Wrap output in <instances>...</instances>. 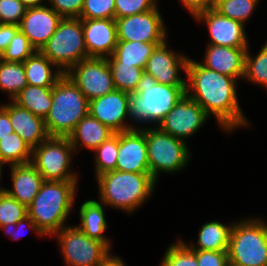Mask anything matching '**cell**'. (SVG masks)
I'll list each match as a JSON object with an SVG mask.
<instances>
[{
  "label": "cell",
  "instance_id": "6da1fadb",
  "mask_svg": "<svg viewBox=\"0 0 267 266\" xmlns=\"http://www.w3.org/2000/svg\"><path fill=\"white\" fill-rule=\"evenodd\" d=\"M186 95L196 101L225 133L248 127L251 121L238 100V79L204 67L189 57L186 66Z\"/></svg>",
  "mask_w": 267,
  "mask_h": 266
},
{
  "label": "cell",
  "instance_id": "7a4b0ae2",
  "mask_svg": "<svg viewBox=\"0 0 267 266\" xmlns=\"http://www.w3.org/2000/svg\"><path fill=\"white\" fill-rule=\"evenodd\" d=\"M79 181H44L33 202L27 207L28 216L46 237H53L69 218L76 202Z\"/></svg>",
  "mask_w": 267,
  "mask_h": 266
},
{
  "label": "cell",
  "instance_id": "3957f363",
  "mask_svg": "<svg viewBox=\"0 0 267 266\" xmlns=\"http://www.w3.org/2000/svg\"><path fill=\"white\" fill-rule=\"evenodd\" d=\"M98 201L106 207L133 214L150 200L157 181L150 173L110 171L96 177Z\"/></svg>",
  "mask_w": 267,
  "mask_h": 266
},
{
  "label": "cell",
  "instance_id": "277c9868",
  "mask_svg": "<svg viewBox=\"0 0 267 266\" xmlns=\"http://www.w3.org/2000/svg\"><path fill=\"white\" fill-rule=\"evenodd\" d=\"M186 94V86H170L144 72L134 93L129 99V120L157 127L176 103ZM144 123V124H143ZM143 124V126L141 125Z\"/></svg>",
  "mask_w": 267,
  "mask_h": 266
},
{
  "label": "cell",
  "instance_id": "5b68a950",
  "mask_svg": "<svg viewBox=\"0 0 267 266\" xmlns=\"http://www.w3.org/2000/svg\"><path fill=\"white\" fill-rule=\"evenodd\" d=\"M89 100L64 74L52 87V106L44 119L49 137H68L89 113Z\"/></svg>",
  "mask_w": 267,
  "mask_h": 266
},
{
  "label": "cell",
  "instance_id": "8992f818",
  "mask_svg": "<svg viewBox=\"0 0 267 266\" xmlns=\"http://www.w3.org/2000/svg\"><path fill=\"white\" fill-rule=\"evenodd\" d=\"M246 217L233 222L228 262L235 266H267V221Z\"/></svg>",
  "mask_w": 267,
  "mask_h": 266
},
{
  "label": "cell",
  "instance_id": "52a82bcc",
  "mask_svg": "<svg viewBox=\"0 0 267 266\" xmlns=\"http://www.w3.org/2000/svg\"><path fill=\"white\" fill-rule=\"evenodd\" d=\"M145 140L150 174L157 182L160 173L183 171L191 161V150L187 142L161 131L158 127L146 126Z\"/></svg>",
  "mask_w": 267,
  "mask_h": 266
},
{
  "label": "cell",
  "instance_id": "ba28073f",
  "mask_svg": "<svg viewBox=\"0 0 267 266\" xmlns=\"http://www.w3.org/2000/svg\"><path fill=\"white\" fill-rule=\"evenodd\" d=\"M40 52L66 73L73 65L90 58L84 41L81 18H62Z\"/></svg>",
  "mask_w": 267,
  "mask_h": 266
},
{
  "label": "cell",
  "instance_id": "9c48e42d",
  "mask_svg": "<svg viewBox=\"0 0 267 266\" xmlns=\"http://www.w3.org/2000/svg\"><path fill=\"white\" fill-rule=\"evenodd\" d=\"M75 150L68 137H48L32 149L31 164L44 181H79L72 168Z\"/></svg>",
  "mask_w": 267,
  "mask_h": 266
},
{
  "label": "cell",
  "instance_id": "30bf717a",
  "mask_svg": "<svg viewBox=\"0 0 267 266\" xmlns=\"http://www.w3.org/2000/svg\"><path fill=\"white\" fill-rule=\"evenodd\" d=\"M53 236L58 240L65 266H101L112 252L103 242L86 236L75 225H67Z\"/></svg>",
  "mask_w": 267,
  "mask_h": 266
},
{
  "label": "cell",
  "instance_id": "8fae6325",
  "mask_svg": "<svg viewBox=\"0 0 267 266\" xmlns=\"http://www.w3.org/2000/svg\"><path fill=\"white\" fill-rule=\"evenodd\" d=\"M157 5L135 15L115 18L118 41L164 43L168 38L165 21Z\"/></svg>",
  "mask_w": 267,
  "mask_h": 266
},
{
  "label": "cell",
  "instance_id": "7c38bea8",
  "mask_svg": "<svg viewBox=\"0 0 267 266\" xmlns=\"http://www.w3.org/2000/svg\"><path fill=\"white\" fill-rule=\"evenodd\" d=\"M90 101L115 90L107 58L90 57L65 73Z\"/></svg>",
  "mask_w": 267,
  "mask_h": 266
},
{
  "label": "cell",
  "instance_id": "4fadbf2b",
  "mask_svg": "<svg viewBox=\"0 0 267 266\" xmlns=\"http://www.w3.org/2000/svg\"><path fill=\"white\" fill-rule=\"evenodd\" d=\"M210 117L204 109L186 94L176 103L157 126L161 131L187 142L200 131Z\"/></svg>",
  "mask_w": 267,
  "mask_h": 266
},
{
  "label": "cell",
  "instance_id": "5bb4252c",
  "mask_svg": "<svg viewBox=\"0 0 267 266\" xmlns=\"http://www.w3.org/2000/svg\"><path fill=\"white\" fill-rule=\"evenodd\" d=\"M130 94L115 89L89 101V114L115 133L139 129L129 122ZM127 120V121H126Z\"/></svg>",
  "mask_w": 267,
  "mask_h": 266
},
{
  "label": "cell",
  "instance_id": "9a60e30c",
  "mask_svg": "<svg viewBox=\"0 0 267 266\" xmlns=\"http://www.w3.org/2000/svg\"><path fill=\"white\" fill-rule=\"evenodd\" d=\"M168 46V39L156 46L146 63L144 72L153 76L160 84L186 86V77L182 78L180 71L186 74L189 56L183 52L178 53Z\"/></svg>",
  "mask_w": 267,
  "mask_h": 266
},
{
  "label": "cell",
  "instance_id": "2e32d148",
  "mask_svg": "<svg viewBox=\"0 0 267 266\" xmlns=\"http://www.w3.org/2000/svg\"><path fill=\"white\" fill-rule=\"evenodd\" d=\"M196 22L206 24L210 35L209 45H219L234 48H248L249 41L245 25L241 22L221 15L213 7L199 12L194 16Z\"/></svg>",
  "mask_w": 267,
  "mask_h": 266
},
{
  "label": "cell",
  "instance_id": "e0dca14e",
  "mask_svg": "<svg viewBox=\"0 0 267 266\" xmlns=\"http://www.w3.org/2000/svg\"><path fill=\"white\" fill-rule=\"evenodd\" d=\"M116 171L150 173L145 140V127L118 133Z\"/></svg>",
  "mask_w": 267,
  "mask_h": 266
},
{
  "label": "cell",
  "instance_id": "ac0fdd59",
  "mask_svg": "<svg viewBox=\"0 0 267 266\" xmlns=\"http://www.w3.org/2000/svg\"><path fill=\"white\" fill-rule=\"evenodd\" d=\"M62 17L49 5L27 8L19 30L28 38L31 46L40 51L56 31Z\"/></svg>",
  "mask_w": 267,
  "mask_h": 266
},
{
  "label": "cell",
  "instance_id": "d6986e66",
  "mask_svg": "<svg viewBox=\"0 0 267 266\" xmlns=\"http://www.w3.org/2000/svg\"><path fill=\"white\" fill-rule=\"evenodd\" d=\"M85 46L89 57L106 58L117 44L115 19H82Z\"/></svg>",
  "mask_w": 267,
  "mask_h": 266
},
{
  "label": "cell",
  "instance_id": "ffe728a7",
  "mask_svg": "<svg viewBox=\"0 0 267 266\" xmlns=\"http://www.w3.org/2000/svg\"><path fill=\"white\" fill-rule=\"evenodd\" d=\"M202 62L204 67L239 80L244 78L247 48L206 45Z\"/></svg>",
  "mask_w": 267,
  "mask_h": 266
},
{
  "label": "cell",
  "instance_id": "44dd1931",
  "mask_svg": "<svg viewBox=\"0 0 267 266\" xmlns=\"http://www.w3.org/2000/svg\"><path fill=\"white\" fill-rule=\"evenodd\" d=\"M9 168L12 187H5L4 191L28 207L38 194L43 177L31 163L10 165Z\"/></svg>",
  "mask_w": 267,
  "mask_h": 266
},
{
  "label": "cell",
  "instance_id": "7402d4cb",
  "mask_svg": "<svg viewBox=\"0 0 267 266\" xmlns=\"http://www.w3.org/2000/svg\"><path fill=\"white\" fill-rule=\"evenodd\" d=\"M9 119L16 132L32 149L49 136L44 119L9 101Z\"/></svg>",
  "mask_w": 267,
  "mask_h": 266
},
{
  "label": "cell",
  "instance_id": "603a6c76",
  "mask_svg": "<svg viewBox=\"0 0 267 266\" xmlns=\"http://www.w3.org/2000/svg\"><path fill=\"white\" fill-rule=\"evenodd\" d=\"M114 134V131L88 113L78 122L68 138L75 153H78L80 148L94 151Z\"/></svg>",
  "mask_w": 267,
  "mask_h": 266
},
{
  "label": "cell",
  "instance_id": "cb8c5ba5",
  "mask_svg": "<svg viewBox=\"0 0 267 266\" xmlns=\"http://www.w3.org/2000/svg\"><path fill=\"white\" fill-rule=\"evenodd\" d=\"M105 208L103 203L95 199L84 201L79 209L80 224L75 226L82 230L86 236L103 242L111 250L112 240L105 235L108 227Z\"/></svg>",
  "mask_w": 267,
  "mask_h": 266
},
{
  "label": "cell",
  "instance_id": "d4e9b609",
  "mask_svg": "<svg viewBox=\"0 0 267 266\" xmlns=\"http://www.w3.org/2000/svg\"><path fill=\"white\" fill-rule=\"evenodd\" d=\"M23 65L29 85L53 87L65 74L40 51H35Z\"/></svg>",
  "mask_w": 267,
  "mask_h": 266
},
{
  "label": "cell",
  "instance_id": "484cf974",
  "mask_svg": "<svg viewBox=\"0 0 267 266\" xmlns=\"http://www.w3.org/2000/svg\"><path fill=\"white\" fill-rule=\"evenodd\" d=\"M232 225L233 222L224 224L217 220L206 222L199 228L197 242L187 245L193 250L228 251Z\"/></svg>",
  "mask_w": 267,
  "mask_h": 266
},
{
  "label": "cell",
  "instance_id": "4316f807",
  "mask_svg": "<svg viewBox=\"0 0 267 266\" xmlns=\"http://www.w3.org/2000/svg\"><path fill=\"white\" fill-rule=\"evenodd\" d=\"M36 116L46 118L52 106V87L26 85L12 100Z\"/></svg>",
  "mask_w": 267,
  "mask_h": 266
},
{
  "label": "cell",
  "instance_id": "83f0119b",
  "mask_svg": "<svg viewBox=\"0 0 267 266\" xmlns=\"http://www.w3.org/2000/svg\"><path fill=\"white\" fill-rule=\"evenodd\" d=\"M162 43H145L140 41H117L110 56L116 63L133 64L144 69L157 45Z\"/></svg>",
  "mask_w": 267,
  "mask_h": 266
},
{
  "label": "cell",
  "instance_id": "f1b7e54d",
  "mask_svg": "<svg viewBox=\"0 0 267 266\" xmlns=\"http://www.w3.org/2000/svg\"><path fill=\"white\" fill-rule=\"evenodd\" d=\"M32 148L13 132L0 140V159L9 166L30 163Z\"/></svg>",
  "mask_w": 267,
  "mask_h": 266
},
{
  "label": "cell",
  "instance_id": "f546056e",
  "mask_svg": "<svg viewBox=\"0 0 267 266\" xmlns=\"http://www.w3.org/2000/svg\"><path fill=\"white\" fill-rule=\"evenodd\" d=\"M27 78L22 62L0 61V90L12 101L26 86Z\"/></svg>",
  "mask_w": 267,
  "mask_h": 266
},
{
  "label": "cell",
  "instance_id": "4dcf8cb0",
  "mask_svg": "<svg viewBox=\"0 0 267 266\" xmlns=\"http://www.w3.org/2000/svg\"><path fill=\"white\" fill-rule=\"evenodd\" d=\"M106 58L112 72L115 89L129 94L134 93L144 69L133 64L116 63L110 56Z\"/></svg>",
  "mask_w": 267,
  "mask_h": 266
},
{
  "label": "cell",
  "instance_id": "1f68e13d",
  "mask_svg": "<svg viewBox=\"0 0 267 266\" xmlns=\"http://www.w3.org/2000/svg\"><path fill=\"white\" fill-rule=\"evenodd\" d=\"M250 45L245 55V73L244 80L260 85L267 90V42L261 46L255 56L250 54Z\"/></svg>",
  "mask_w": 267,
  "mask_h": 266
},
{
  "label": "cell",
  "instance_id": "d6a6232c",
  "mask_svg": "<svg viewBox=\"0 0 267 266\" xmlns=\"http://www.w3.org/2000/svg\"><path fill=\"white\" fill-rule=\"evenodd\" d=\"M259 2L260 0H214L213 8L221 15L246 26Z\"/></svg>",
  "mask_w": 267,
  "mask_h": 266
},
{
  "label": "cell",
  "instance_id": "836d02e7",
  "mask_svg": "<svg viewBox=\"0 0 267 266\" xmlns=\"http://www.w3.org/2000/svg\"><path fill=\"white\" fill-rule=\"evenodd\" d=\"M95 177L104 173L114 171L118 158V133L104 141L94 151Z\"/></svg>",
  "mask_w": 267,
  "mask_h": 266
},
{
  "label": "cell",
  "instance_id": "e575fe53",
  "mask_svg": "<svg viewBox=\"0 0 267 266\" xmlns=\"http://www.w3.org/2000/svg\"><path fill=\"white\" fill-rule=\"evenodd\" d=\"M160 266H198V263L194 250L187 245V242L178 238L166 249Z\"/></svg>",
  "mask_w": 267,
  "mask_h": 266
},
{
  "label": "cell",
  "instance_id": "d590c367",
  "mask_svg": "<svg viewBox=\"0 0 267 266\" xmlns=\"http://www.w3.org/2000/svg\"><path fill=\"white\" fill-rule=\"evenodd\" d=\"M28 215L27 207L5 191L0 192V226L16 224Z\"/></svg>",
  "mask_w": 267,
  "mask_h": 266
},
{
  "label": "cell",
  "instance_id": "8d00e7d4",
  "mask_svg": "<svg viewBox=\"0 0 267 266\" xmlns=\"http://www.w3.org/2000/svg\"><path fill=\"white\" fill-rule=\"evenodd\" d=\"M35 51L28 38L19 30L1 56L3 61L23 63Z\"/></svg>",
  "mask_w": 267,
  "mask_h": 266
},
{
  "label": "cell",
  "instance_id": "74e56055",
  "mask_svg": "<svg viewBox=\"0 0 267 266\" xmlns=\"http://www.w3.org/2000/svg\"><path fill=\"white\" fill-rule=\"evenodd\" d=\"M81 19H115V0H84Z\"/></svg>",
  "mask_w": 267,
  "mask_h": 266
},
{
  "label": "cell",
  "instance_id": "f35d334b",
  "mask_svg": "<svg viewBox=\"0 0 267 266\" xmlns=\"http://www.w3.org/2000/svg\"><path fill=\"white\" fill-rule=\"evenodd\" d=\"M157 0H115V18L135 15L154 9Z\"/></svg>",
  "mask_w": 267,
  "mask_h": 266
},
{
  "label": "cell",
  "instance_id": "ab89813d",
  "mask_svg": "<svg viewBox=\"0 0 267 266\" xmlns=\"http://www.w3.org/2000/svg\"><path fill=\"white\" fill-rule=\"evenodd\" d=\"M26 10L21 0H0V23L19 26Z\"/></svg>",
  "mask_w": 267,
  "mask_h": 266
},
{
  "label": "cell",
  "instance_id": "60d3db41",
  "mask_svg": "<svg viewBox=\"0 0 267 266\" xmlns=\"http://www.w3.org/2000/svg\"><path fill=\"white\" fill-rule=\"evenodd\" d=\"M47 3L62 18H79L84 0H48Z\"/></svg>",
  "mask_w": 267,
  "mask_h": 266
},
{
  "label": "cell",
  "instance_id": "b9f144b4",
  "mask_svg": "<svg viewBox=\"0 0 267 266\" xmlns=\"http://www.w3.org/2000/svg\"><path fill=\"white\" fill-rule=\"evenodd\" d=\"M30 230L36 233V235L40 237H45L41 231L37 228V225L33 222V220L27 215L20 221H18L16 224L10 223L5 226L0 227V231H4L6 235L10 236L11 239H20L22 235H24V230ZM23 230V231H22ZM21 232V233H20Z\"/></svg>",
  "mask_w": 267,
  "mask_h": 266
},
{
  "label": "cell",
  "instance_id": "7bdbcfd3",
  "mask_svg": "<svg viewBox=\"0 0 267 266\" xmlns=\"http://www.w3.org/2000/svg\"><path fill=\"white\" fill-rule=\"evenodd\" d=\"M198 266H224L228 262L227 251L194 250Z\"/></svg>",
  "mask_w": 267,
  "mask_h": 266
},
{
  "label": "cell",
  "instance_id": "ee69618b",
  "mask_svg": "<svg viewBox=\"0 0 267 266\" xmlns=\"http://www.w3.org/2000/svg\"><path fill=\"white\" fill-rule=\"evenodd\" d=\"M179 2L192 17L214 5V0H179Z\"/></svg>",
  "mask_w": 267,
  "mask_h": 266
},
{
  "label": "cell",
  "instance_id": "f6af8a7d",
  "mask_svg": "<svg viewBox=\"0 0 267 266\" xmlns=\"http://www.w3.org/2000/svg\"><path fill=\"white\" fill-rule=\"evenodd\" d=\"M19 31L18 25L0 23V54L6 50L14 35Z\"/></svg>",
  "mask_w": 267,
  "mask_h": 266
},
{
  "label": "cell",
  "instance_id": "bcb514c9",
  "mask_svg": "<svg viewBox=\"0 0 267 266\" xmlns=\"http://www.w3.org/2000/svg\"><path fill=\"white\" fill-rule=\"evenodd\" d=\"M13 132L9 119V103H0V140Z\"/></svg>",
  "mask_w": 267,
  "mask_h": 266
},
{
  "label": "cell",
  "instance_id": "7dc6e473",
  "mask_svg": "<svg viewBox=\"0 0 267 266\" xmlns=\"http://www.w3.org/2000/svg\"><path fill=\"white\" fill-rule=\"evenodd\" d=\"M101 266H126V264L122 257L111 253V255L103 262Z\"/></svg>",
  "mask_w": 267,
  "mask_h": 266
},
{
  "label": "cell",
  "instance_id": "c3c4849f",
  "mask_svg": "<svg viewBox=\"0 0 267 266\" xmlns=\"http://www.w3.org/2000/svg\"><path fill=\"white\" fill-rule=\"evenodd\" d=\"M21 1L27 8H31V7L46 5L45 2H47L48 0H21Z\"/></svg>",
  "mask_w": 267,
  "mask_h": 266
},
{
  "label": "cell",
  "instance_id": "681fc988",
  "mask_svg": "<svg viewBox=\"0 0 267 266\" xmlns=\"http://www.w3.org/2000/svg\"><path fill=\"white\" fill-rule=\"evenodd\" d=\"M4 165L6 166V164L0 159V183H1V180H2V172H3V167ZM5 187H2L0 186V192L4 191Z\"/></svg>",
  "mask_w": 267,
  "mask_h": 266
},
{
  "label": "cell",
  "instance_id": "f907efd6",
  "mask_svg": "<svg viewBox=\"0 0 267 266\" xmlns=\"http://www.w3.org/2000/svg\"><path fill=\"white\" fill-rule=\"evenodd\" d=\"M224 266H235V265L230 262H227Z\"/></svg>",
  "mask_w": 267,
  "mask_h": 266
}]
</instances>
